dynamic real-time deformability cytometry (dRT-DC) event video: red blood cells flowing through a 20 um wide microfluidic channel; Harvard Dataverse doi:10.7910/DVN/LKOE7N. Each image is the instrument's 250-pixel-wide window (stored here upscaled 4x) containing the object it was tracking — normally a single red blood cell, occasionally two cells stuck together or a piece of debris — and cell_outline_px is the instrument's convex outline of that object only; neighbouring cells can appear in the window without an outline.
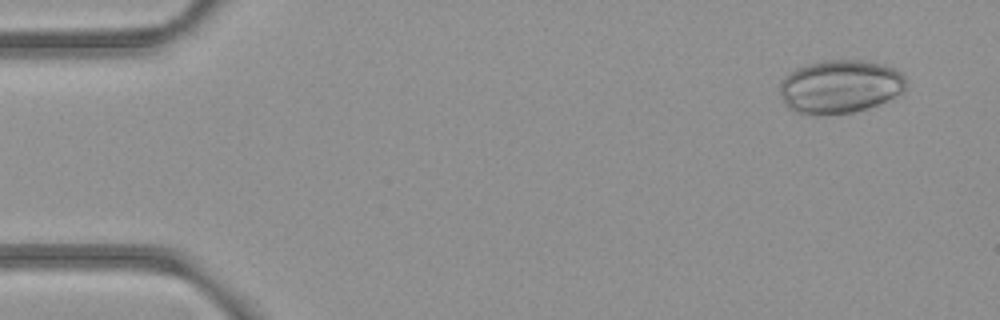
{"species": "common noctule bat (a hibernating species)", "species_latin": "Nyctalus noctula", "temperature_condition": "room temperature", "stored_images_in_passage": 53, "camera_frame_rate_fps": 3000, "um_per_image_px": 0.085, "animal": {"sex": "female", "body_mass_g": 21.9}, "frame": {"image": 1, "passage_image": 4, "time_ms": 1.0, "image_size_px": [1000, 320], "cell_outline_px": [[904, 92], [868, 108], [852, 112], [796, 112], [788, 108], [784, 104], [780, 92], [780, 84], [784, 76], [796, 68], [824, 60], [864, 60], [884, 64], [900, 72], [904, 76]], "centroid_in_image_um": [71.4, 7.32], "position_along_channel_um": 13.6, "area_um2": 38.49}}
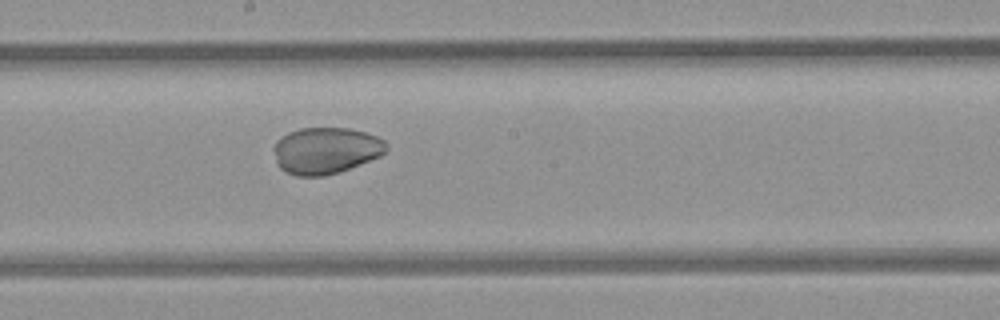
{"frame": {"image": 2, "passage_image": 29, "time_ms": 9.333, "image_size_px": [1000, 320], "cell_outline_px": [[388, 148], [380, 156], [340, 172], [324, 176], [296, 176], [280, 168], [276, 164], [272, 148], [276, 140], [280, 136], [288, 132], [300, 128], [348, 128], [364, 132], [376, 136], [384, 140], [388, 144]], "centroid_in_image_um": [27.65, 12.79], "position_along_channel_um": 220.5, "area_um2": 30.81}}
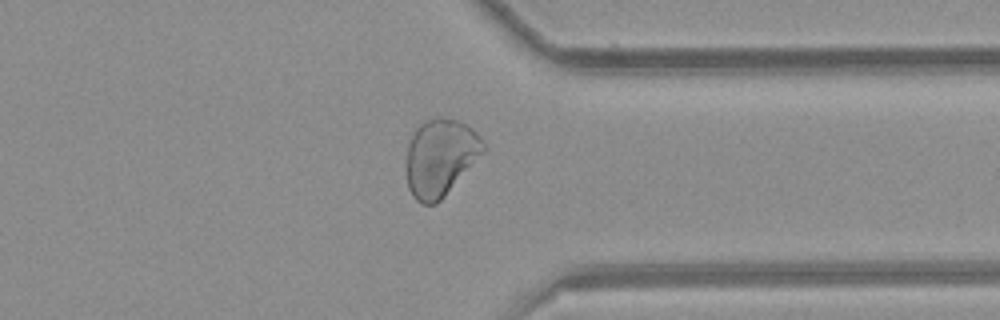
{"frame": {"image": 3, "passage_image": 41, "time_ms": 13.333, "image_size_px": [1000, 320], "cell_outline_px": [[484, 152], [444, 196], [436, 204], [420, 204], [412, 196], [408, 188], [404, 168], [408, 144], [416, 128], [424, 120], [436, 116], [440, 116], [460, 120], [468, 124], [480, 136], [484, 144]], "centroid_in_image_um": [37.39, 13.36], "position_along_channel_um": 374.0, "area_um2": 35.14}}